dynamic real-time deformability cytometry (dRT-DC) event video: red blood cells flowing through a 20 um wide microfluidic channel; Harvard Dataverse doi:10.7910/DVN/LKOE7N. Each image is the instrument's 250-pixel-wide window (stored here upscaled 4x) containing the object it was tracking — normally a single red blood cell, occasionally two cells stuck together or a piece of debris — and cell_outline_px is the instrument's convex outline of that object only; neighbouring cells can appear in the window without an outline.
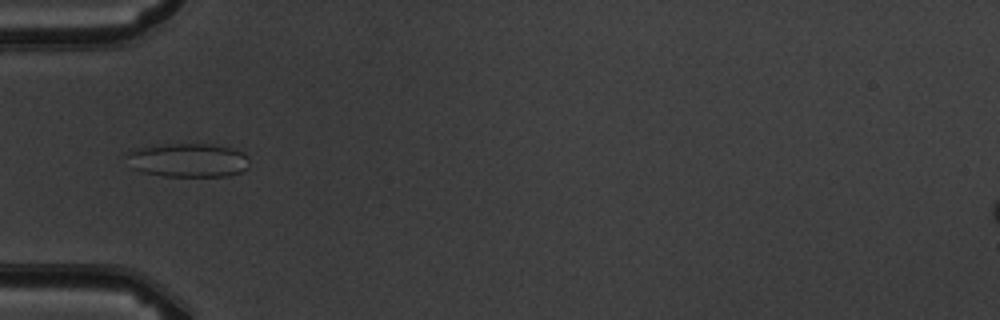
{"species": "common noctule bat (a hibernating species)", "species_latin": "Nyctalus noctula", "temperature_condition": "warm", "stored_images_in_passage": 4, "camera_frame_rate_fps": 3000, "um_per_image_px": 0.085, "animal": {"sex": "male", "body_mass_g": 19.5, "forearm_length_mm": 54.6}, "frame": {"image": 1, "passage_image": 4, "time_ms": 3.333, "image_size_px": [1000, 320], "cell_outline_px": [[248, 168], [240, 172], [228, 176], [164, 176], [140, 172], [132, 168], [120, 156], [132, 148], [168, 144], [216, 144], [232, 148], [244, 152], [248, 156]], "centroid_in_image_um": [15.9, 13.61], "position_along_channel_um": 69.1, "area_um2": 24.91}}